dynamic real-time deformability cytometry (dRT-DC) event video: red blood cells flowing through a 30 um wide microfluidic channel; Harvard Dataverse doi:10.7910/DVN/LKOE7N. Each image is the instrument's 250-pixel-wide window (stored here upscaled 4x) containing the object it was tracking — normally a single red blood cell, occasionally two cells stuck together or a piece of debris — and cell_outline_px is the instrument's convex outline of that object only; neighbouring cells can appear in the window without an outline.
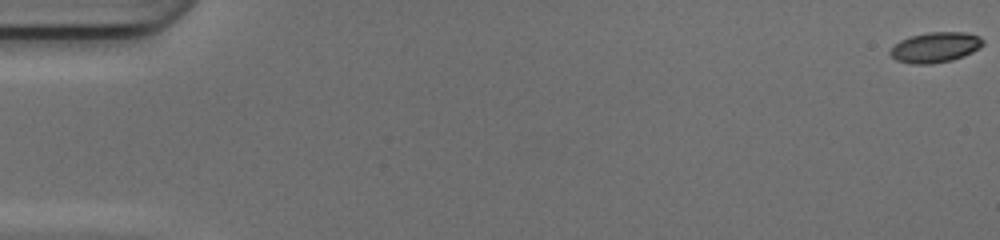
{"species": "common noctule bat (a hibernating species)", "species_latin": "Nyctalus noctula", "temperature_condition": "cold", "stored_images_in_passage": 52, "segment_of_instrument_passage": [1, 2], "camera_frame_rate_fps": 3000, "um_per_image_px": 0.085, "animal": {"sex": "female", "body_mass_g": 17.0, "forearm_length_mm": 48.0}, "frame": {"image": 1, "passage_image": 1, "time_ms": 0.0, "image_size_px": [1000, 240], "cell_outline_px": [[984, 44], [980, 48], [964, 56], [952, 60], [932, 64], [912, 64], [896, 60], [888, 52], [900, 40], [908, 36], [928, 32], [964, 32], [980, 36], [984, 40]], "centroid_in_image_um": [79.52, 4.02], "position_along_channel_um": 5.5, "area_um2": 16.53}}
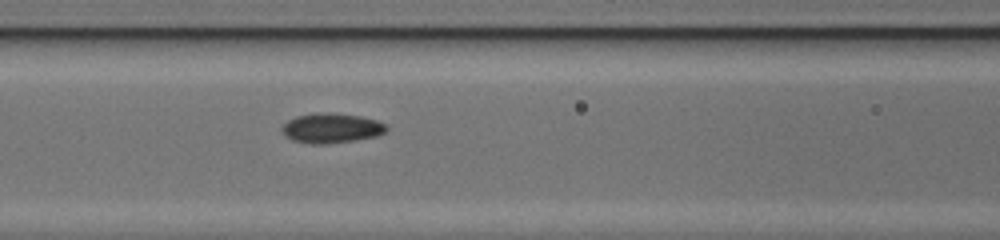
{"frame": {"image": 2, "passage_image": 23, "time_ms": 7.333, "image_size_px": [1000, 240], "cell_outline_px": [[388, 132], [376, 136], [356, 140], [328, 144], [312, 144], [292, 140], [284, 136], [280, 128], [288, 120], [296, 116], [316, 112], [360, 116], [376, 120], [384, 124], [388, 128]], "centroid_in_image_um": [28.15, 10.9], "position_along_channel_um": 138.5, "area_um2": 18.21}}
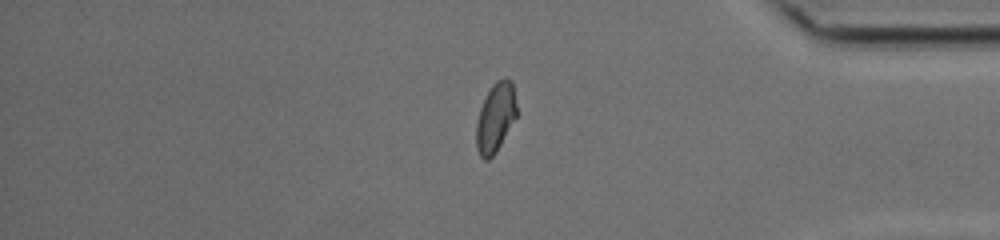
{"frame": {"image": 3, "passage_image": 43, "time_ms": 14.0, "image_size_px": [1000, 240], "cell_outline_px": [[516, 116], [496, 152], [488, 160], [484, 160], [480, 156], [476, 148], [476, 124], [480, 108], [492, 84], [496, 80], [504, 76], [512, 80], [516, 104]], "centroid_in_image_um": [42.11, 9.97], "position_along_channel_um": 393.1, "area_um2": 16.24}}